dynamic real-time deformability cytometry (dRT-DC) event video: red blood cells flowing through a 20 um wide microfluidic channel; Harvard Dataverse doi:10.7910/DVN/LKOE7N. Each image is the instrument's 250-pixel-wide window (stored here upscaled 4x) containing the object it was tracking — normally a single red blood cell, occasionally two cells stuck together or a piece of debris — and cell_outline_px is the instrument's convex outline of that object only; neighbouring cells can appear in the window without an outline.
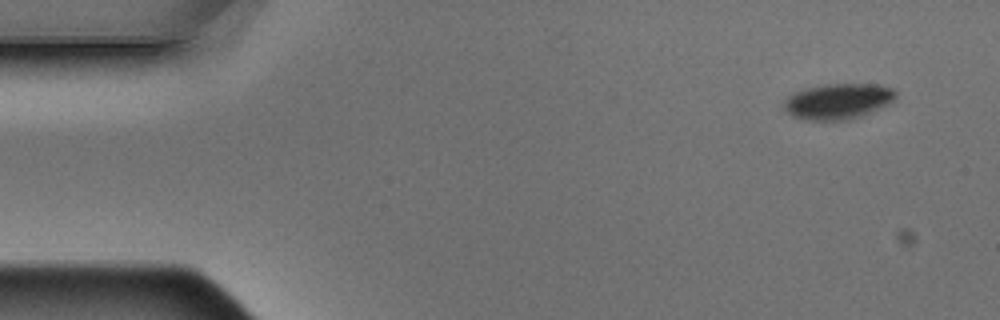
{"species": "Egyptian fruit bat (a non-hibernating species)", "species_latin": "Rousettus aegyptiacus", "temperature_condition": "warm", "stored_images_in_passage": 4, "camera_frame_rate_fps": 3000, "um_per_image_px": 0.085, "animal": {"sex": "male"}, "frame": {"image": 1, "passage_image": 1, "time_ms": 0.0, "image_size_px": [1000, 320], "cell_outline_px": [[896, 96], [888, 104], [860, 116], [844, 120], [804, 120], [792, 116], [784, 108], [784, 100], [792, 92], [804, 88], [828, 84], [880, 84], [892, 88], [896, 92]], "centroid_in_image_um": [71.2, 8.6], "position_along_channel_um": 13.8, "area_um2": 23.18}}
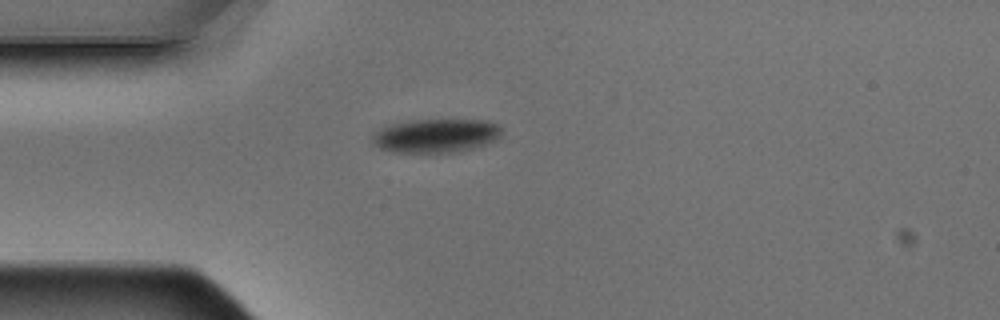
{"frame": {"image": 2, "passage_image": 4, "time_ms": 1.0, "image_size_px": [1000, 320], "cell_outline_px": [[500, 136], [496, 140], [472, 148], [452, 152], [392, 152], [380, 148], [372, 144], [372, 132], [388, 124], [412, 120], [488, 120], [496, 124], [500, 128]], "centroid_in_image_um": [36.98, 11.52], "position_along_channel_um": 48.0, "area_um2": 25.43}}